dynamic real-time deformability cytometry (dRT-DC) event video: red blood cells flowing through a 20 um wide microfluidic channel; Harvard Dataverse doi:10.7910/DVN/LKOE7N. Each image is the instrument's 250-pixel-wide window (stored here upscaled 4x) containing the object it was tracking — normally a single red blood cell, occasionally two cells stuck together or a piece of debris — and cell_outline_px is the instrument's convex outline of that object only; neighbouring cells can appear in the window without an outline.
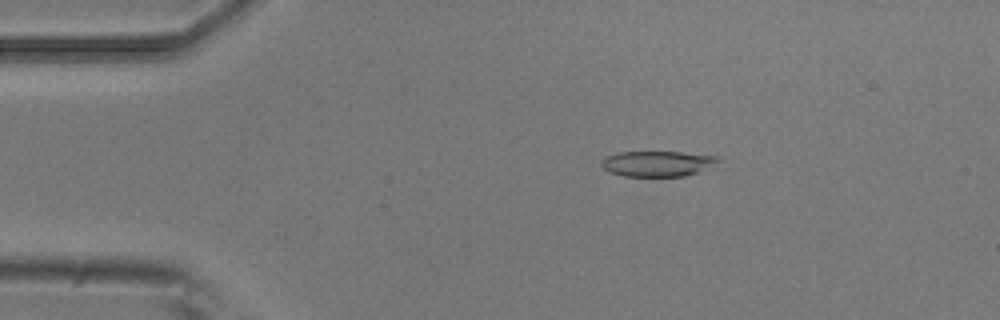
{"species": "common noctule bat (a hibernating species)", "species_latin": "Nyctalus noctula", "temperature_condition": "room temperature", "stored_images_in_passage": 4, "camera_frame_rate_fps": 3000, "um_per_image_px": 0.085, "animal": {"sex": "male", "body_mass_g": 20.5, "forearm_length_mm": 52.5}, "frame": {"image": 1, "passage_image": 3, "time_ms": 0.667, "image_size_px": [1000, 320], "cell_outline_px": [[720, 160], [696, 172], [684, 176], [624, 176], [608, 172], [600, 164], [600, 160], [608, 156], [620, 152], [680, 152], [716, 156]], "centroid_in_image_um": [55.79, 13.91], "position_along_channel_um": 29.2, "area_um2": 16.99}}